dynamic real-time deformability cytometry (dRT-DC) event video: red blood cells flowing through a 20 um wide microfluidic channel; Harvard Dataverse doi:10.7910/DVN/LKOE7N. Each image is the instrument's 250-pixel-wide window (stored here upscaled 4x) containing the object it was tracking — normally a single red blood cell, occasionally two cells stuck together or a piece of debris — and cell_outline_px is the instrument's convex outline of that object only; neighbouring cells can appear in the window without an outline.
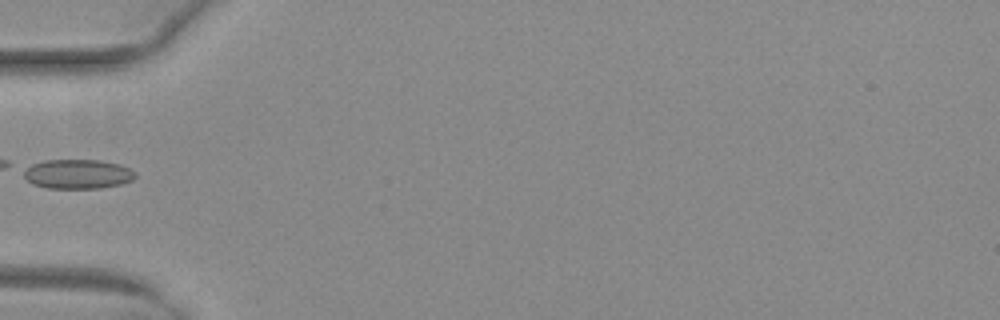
{"species": "common noctule bat (a hibernating species)", "species_latin": "Nyctalus noctula", "temperature_condition": "warm", "stored_images_in_passage": 33, "camera_frame_rate_fps": 3000, "um_per_image_px": 0.085, "animal": {"sex": "female", "body_mass_g": 29.2, "forearm_length_mm": 56.3}, "frame": {"image": 1, "passage_image": 1, "time_ms": 0.0, "image_size_px": [1000, 320], "cell_outline_px": [[136, 176], [132, 180], [120, 184], [100, 188], [48, 188], [32, 184], [24, 176], [24, 168], [32, 164], [44, 160], [100, 160], [120, 164], [136, 172]], "centroid_in_image_um": [6.6, 14.79], "position_along_channel_um": 78.4, "area_um2": 19.13}}